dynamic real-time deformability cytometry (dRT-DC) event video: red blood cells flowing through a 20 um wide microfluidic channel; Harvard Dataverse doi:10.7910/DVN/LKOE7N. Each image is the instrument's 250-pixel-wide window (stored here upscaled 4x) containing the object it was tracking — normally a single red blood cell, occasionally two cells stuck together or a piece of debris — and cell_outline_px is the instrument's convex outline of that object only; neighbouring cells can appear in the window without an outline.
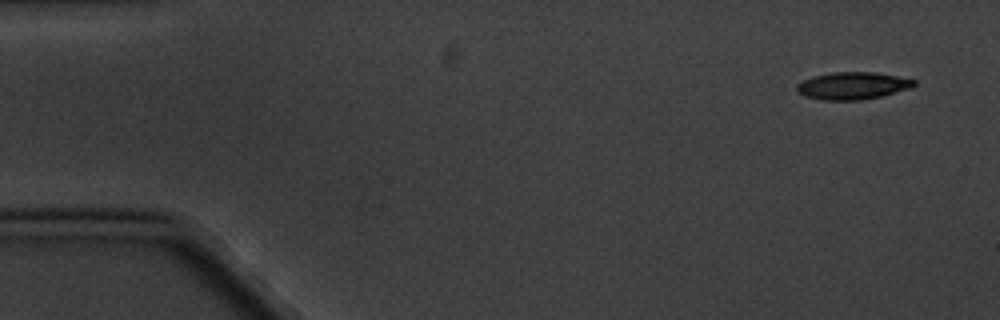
{"species": "common noctule bat (a hibernating species)", "species_latin": "Nyctalus noctula", "temperature_condition": "cold", "stored_images_in_passage": 3, "camera_frame_rate_fps": 3000, "um_per_image_px": 0.085, "animal": {"sex": "male", "body_mass_g": 20.1, "forearm_length_mm": 53.5}, "frame": {"image": 1, "passage_image": 1, "time_ms": 0.0, "image_size_px": [1000, 320], "cell_outline_px": [[916, 84], [912, 88], [880, 96], [860, 100], [820, 100], [796, 92], [796, 84], [812, 76], [832, 72], [876, 72], [916, 80]], "centroid_in_image_um": [72.46, 7.28], "position_along_channel_um": 12.5, "area_um2": 18.67}}